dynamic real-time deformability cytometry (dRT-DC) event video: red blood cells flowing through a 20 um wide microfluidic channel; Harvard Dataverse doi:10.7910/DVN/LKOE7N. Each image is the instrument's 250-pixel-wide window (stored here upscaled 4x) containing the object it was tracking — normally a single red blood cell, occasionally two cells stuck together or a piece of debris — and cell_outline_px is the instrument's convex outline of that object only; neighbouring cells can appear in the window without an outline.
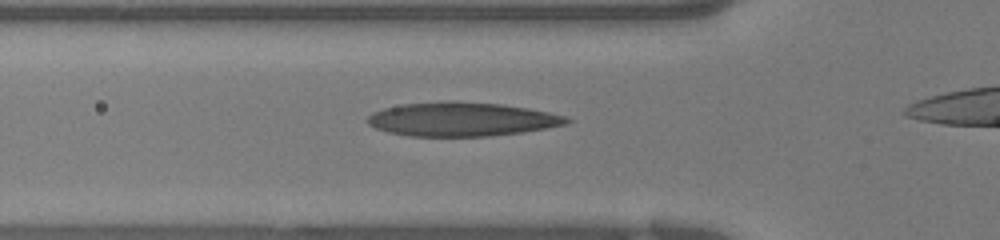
{"species": "human", "species_latin": "Homo sapiens", "temperature_condition": "warm", "stored_images_in_passage": 25, "camera_frame_rate_fps": 3000, "um_per_image_px": 0.085, "donor": {"sex": "female"}, "frame": {"image": 1, "passage_image": 6, "time_ms": 1.667, "image_size_px": [1000, 240], "cell_outline_px": [[572, 120], [568, 124], [520, 132], [488, 136], [412, 136], [388, 132], [376, 128], [368, 124], [364, 120], [372, 112], [384, 108], [404, 104], [456, 100], [500, 104], [528, 108], [548, 112], [564, 116]], "centroid_in_image_um": [39.21, 10.13], "position_along_channel_um": 86.6, "area_um2": 39.25}}
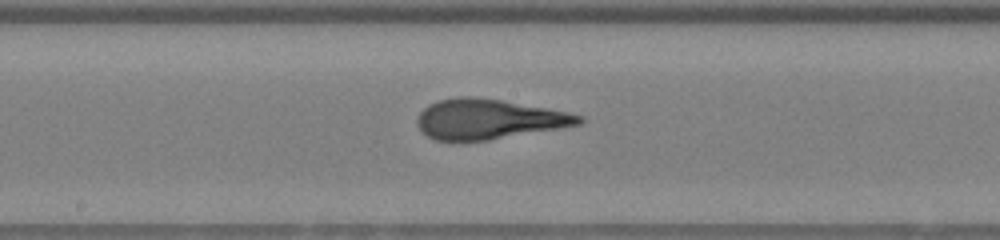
{"frame": {"image": 2, "passage_image": 13, "time_ms": 4.0, "image_size_px": [1000, 240], "cell_outline_px": [[584, 120], [580, 124], [560, 128], [488, 140], [436, 140], [428, 136], [416, 124], [416, 120], [420, 112], [428, 104], [440, 100], [460, 96], [472, 96], [500, 100], [568, 112], [584, 116]], "centroid_in_image_um": [41.53, 10.12], "position_along_channel_um": 206.7, "area_um2": 37.28}}
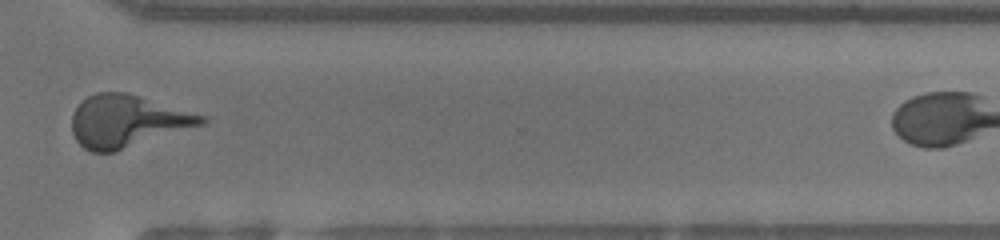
{"frame": {"image": 3, "passage_image": 22, "time_ms": 7.0, "image_size_px": [1000, 240], "cell_outline_px": [[208, 120], [204, 124], [116, 152], [92, 152], [84, 148], [76, 140], [72, 132], [72, 112], [80, 100], [96, 92], [124, 92], [140, 96], [208, 116]], "centroid_in_image_um": [10.81, 10.3], "position_along_channel_um": 359.8, "area_um2": 39.77}}